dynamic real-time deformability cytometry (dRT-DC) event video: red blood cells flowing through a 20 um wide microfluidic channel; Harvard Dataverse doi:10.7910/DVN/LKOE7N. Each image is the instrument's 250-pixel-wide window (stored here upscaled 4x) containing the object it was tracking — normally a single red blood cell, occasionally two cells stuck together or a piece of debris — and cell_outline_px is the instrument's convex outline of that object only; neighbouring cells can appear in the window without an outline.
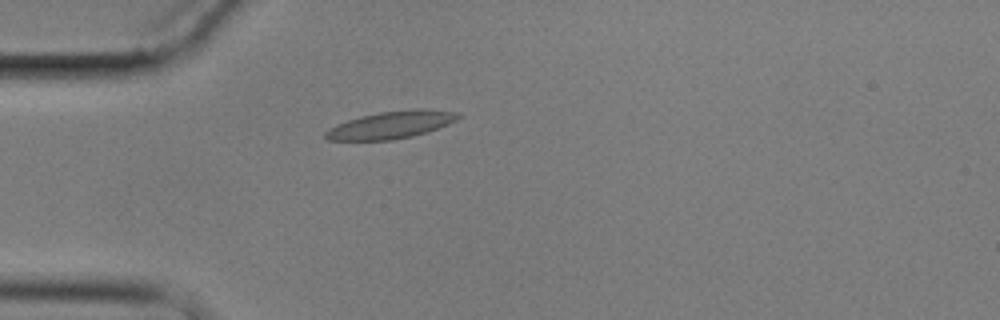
{"species": "common noctule bat (a hibernating species)", "species_latin": "Nyctalus noctula", "temperature_condition": "cold", "stored_images_in_passage": 3, "camera_frame_rate_fps": 3000, "um_per_image_px": 0.085, "animal": {"sex": "male", "body_mass_g": 17.9}, "frame": {"image": 1, "passage_image": 2, "time_ms": 2.0, "image_size_px": [1000, 320], "cell_outline_px": [[464, 116], [448, 124], [428, 132], [412, 136], [392, 140], [328, 140], [324, 136], [324, 132], [328, 128], [336, 124], [360, 116], [380, 112], [412, 108], [424, 108], [460, 112]], "centroid_in_image_um": [33.29, 10.6], "position_along_channel_um": 51.7, "area_um2": 21.5}}